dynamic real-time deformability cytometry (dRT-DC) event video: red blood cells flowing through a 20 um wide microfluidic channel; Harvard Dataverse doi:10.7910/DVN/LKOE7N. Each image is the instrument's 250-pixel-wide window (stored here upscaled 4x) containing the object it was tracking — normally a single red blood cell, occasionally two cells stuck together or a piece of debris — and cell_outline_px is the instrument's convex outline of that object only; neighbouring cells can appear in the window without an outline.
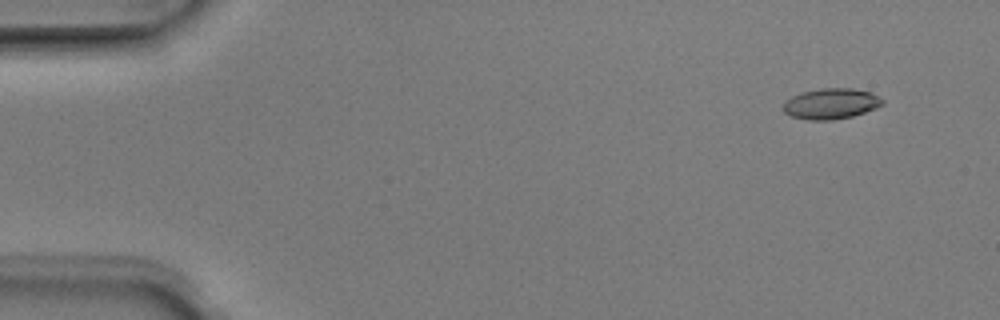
{"species": "Egyptian fruit bat (a non-hibernating species)", "species_latin": "Rousettus aegyptiacus", "temperature_condition": "room temperature", "stored_images_in_passage": 5, "camera_frame_rate_fps": 3000, "um_per_image_px": 0.085, "animal": {"sex": "male"}, "frame": {"image": 1, "passage_image": 1, "time_ms": 0.0, "image_size_px": [1000, 320], "cell_outline_px": [[884, 104], [876, 108], [852, 116], [832, 120], [808, 120], [792, 116], [784, 112], [780, 108], [784, 100], [800, 92], [820, 88], [852, 88], [872, 92], [884, 100]], "centroid_in_image_um": [70.6, 8.8], "position_along_channel_um": 14.4, "area_um2": 18.03}}
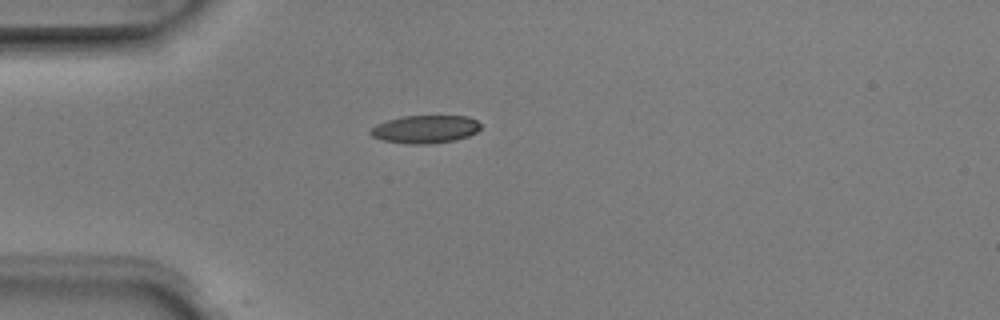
{"frame": {"image": 2, "passage_image": 4, "time_ms": 1.0, "image_size_px": [1000, 320], "cell_outline_px": [[480, 128], [476, 132], [468, 136], [456, 140], [428, 144], [408, 144], [384, 140], [372, 136], [368, 132], [376, 124], [400, 116], [468, 116], [476, 120], [480, 124]], "centroid_in_image_um": [36.14, 10.98], "position_along_channel_um": 48.9, "area_um2": 17.92}}